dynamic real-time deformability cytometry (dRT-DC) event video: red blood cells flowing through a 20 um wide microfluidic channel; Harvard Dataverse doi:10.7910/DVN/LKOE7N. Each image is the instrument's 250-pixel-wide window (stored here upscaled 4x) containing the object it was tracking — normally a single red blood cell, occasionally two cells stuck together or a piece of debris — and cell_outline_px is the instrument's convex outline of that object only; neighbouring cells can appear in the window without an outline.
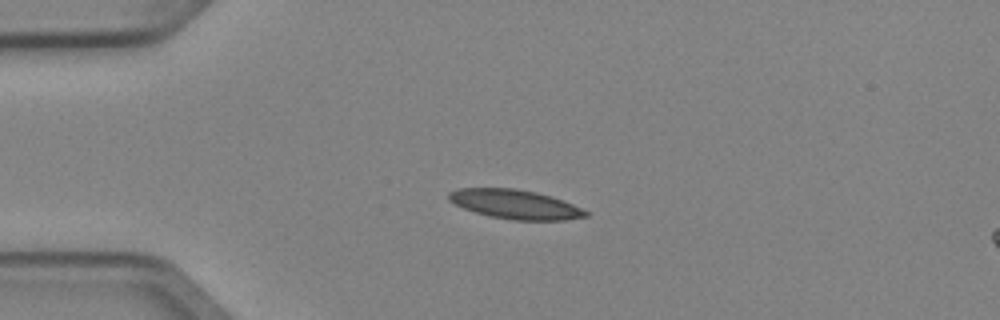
{"species": "Egyptian fruit bat (a non-hibernating species)", "species_latin": "Rousettus aegyptiacus", "temperature_condition": "cold", "stored_images_in_passage": 4, "segment_of_instrument_passage": [1, 2], "camera_frame_rate_fps": 3000, "um_per_image_px": 0.085, "animal": {"sex": "female"}, "frame": {"image": 1, "passage_image": 2, "time_ms": 0.333, "image_size_px": [1000, 320], "cell_outline_px": [[588, 216], [564, 220], [512, 220], [488, 216], [464, 208], [448, 200], [448, 192], [456, 188], [516, 188], [536, 192], [552, 196], [572, 204], [588, 212]], "centroid_in_image_um": [43.76, 17.36], "position_along_channel_um": 41.2, "area_um2": 23.29}}